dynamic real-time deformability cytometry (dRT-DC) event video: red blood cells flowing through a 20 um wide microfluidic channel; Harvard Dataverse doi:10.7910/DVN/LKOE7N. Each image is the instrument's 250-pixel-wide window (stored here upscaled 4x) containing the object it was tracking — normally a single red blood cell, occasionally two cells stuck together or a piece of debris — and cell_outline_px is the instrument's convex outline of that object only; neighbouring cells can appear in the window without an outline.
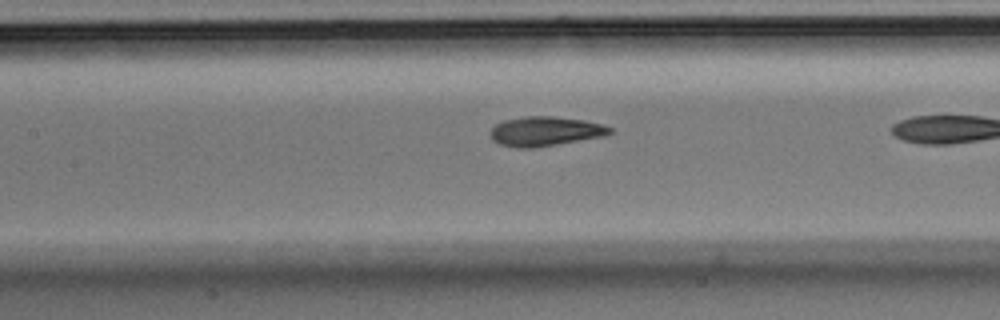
{"species": "Egyptian fruit bat (a non-hibernating species)", "species_latin": "Rousettus aegyptiacus", "temperature_condition": "room temperature", "stored_images_in_passage": 23, "camera_frame_rate_fps": 3000, "um_per_image_px": 0.085, "animal": {"sex": "male"}, "frame": {"image": 1, "passage_image": 22, "time_ms": 7.0, "image_size_px": [1000, 320], "cell_outline_px": [[612, 132], [604, 136], [532, 148], [516, 148], [500, 144], [492, 140], [488, 132], [496, 124], [504, 120], [524, 116], [552, 116], [584, 120], [600, 124], [612, 128]], "centroid_in_image_um": [46.29, 11.16], "position_along_channel_um": 161.1, "area_um2": 20.46}}